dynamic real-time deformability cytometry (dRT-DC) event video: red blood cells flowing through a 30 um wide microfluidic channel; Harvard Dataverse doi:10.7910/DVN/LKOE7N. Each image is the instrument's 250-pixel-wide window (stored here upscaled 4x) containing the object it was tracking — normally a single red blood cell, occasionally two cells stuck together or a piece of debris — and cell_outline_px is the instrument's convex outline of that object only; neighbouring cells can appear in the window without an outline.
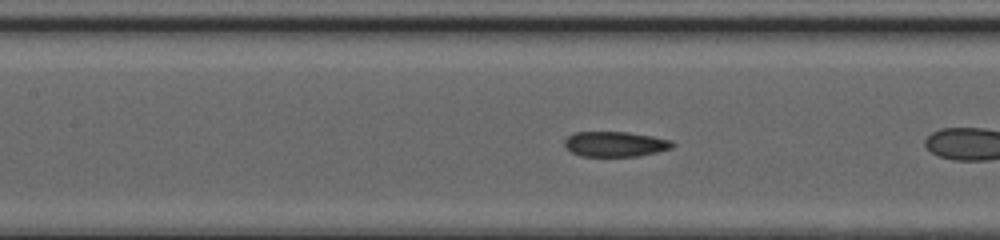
{"species": "common noctule bat (a hibernating species)", "species_latin": "Nyctalus noctula", "temperature_condition": "cold", "stored_images_in_passage": 9, "camera_frame_rate_fps": 3000, "um_per_image_px": 0.085, "animal": {"sex": "female", "body_mass_g": 20.0, "forearm_length_mm": 54.0}, "frame": {"image": 1, "passage_image": 7, "time_ms": 2.0, "image_size_px": [1000, 240], "cell_outline_px": [[676, 144], [672, 148], [656, 152], [636, 156], [580, 156], [572, 152], [564, 144], [564, 140], [568, 136], [576, 132], [628, 132], [652, 136], [672, 140]], "centroid_in_image_um": [52.31, 12.24], "position_along_channel_um": 155.1, "area_um2": 15.78}}